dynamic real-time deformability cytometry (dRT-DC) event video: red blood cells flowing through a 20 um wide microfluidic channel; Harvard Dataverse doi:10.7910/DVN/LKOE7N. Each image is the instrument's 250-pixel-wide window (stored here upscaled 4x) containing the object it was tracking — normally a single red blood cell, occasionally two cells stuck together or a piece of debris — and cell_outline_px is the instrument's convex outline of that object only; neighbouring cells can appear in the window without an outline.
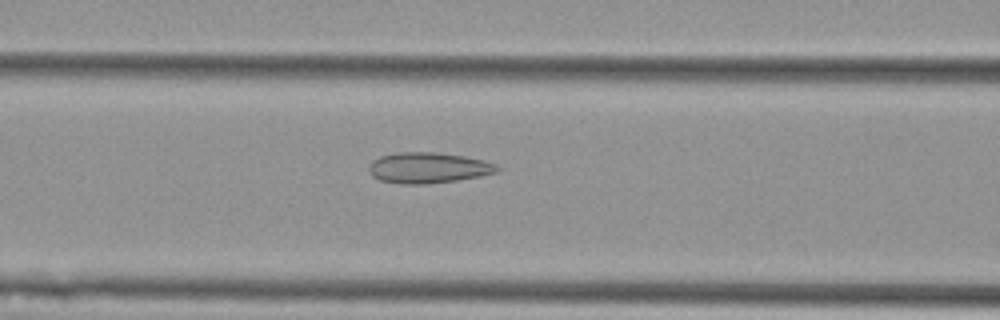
{"species": "Egyptian fruit bat (a non-hibernating species)", "species_latin": "Rousettus aegyptiacus", "temperature_condition": "cold", "stored_images_in_passage": 54, "camera_frame_rate_fps": 3000, "um_per_image_px": 0.085, "animal": {"sex": "female"}, "frame": {"image": 1, "passage_image": 22, "time_ms": 7.0, "image_size_px": [1000, 320], "cell_outline_px": [[500, 168], [496, 172], [480, 176], [456, 180], [428, 184], [400, 184], [380, 180], [372, 176], [368, 168], [368, 164], [372, 160], [380, 156], [396, 152], [432, 152], [464, 156], [484, 160], [496, 164]], "centroid_in_image_um": [36.36, 14.26], "position_along_channel_um": 130.2, "area_um2": 23.06}}
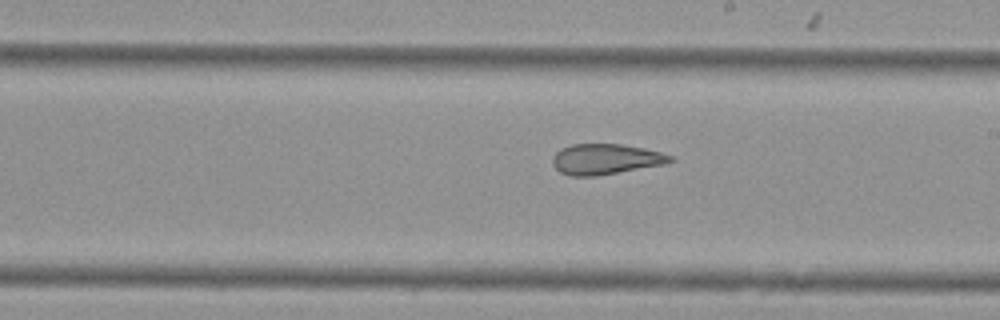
{"frame": {"image": 2, "passage_image": 31, "time_ms": 10.0, "image_size_px": [1000, 320], "cell_outline_px": [[676, 160], [664, 164], [596, 176], [568, 176], [560, 172], [552, 164], [552, 156], [560, 148], [572, 144], [620, 144], [644, 148], [660, 152], [672, 156]], "centroid_in_image_um": [51.44, 13.53], "position_along_channel_um": 237.6, "area_um2": 20.98}}
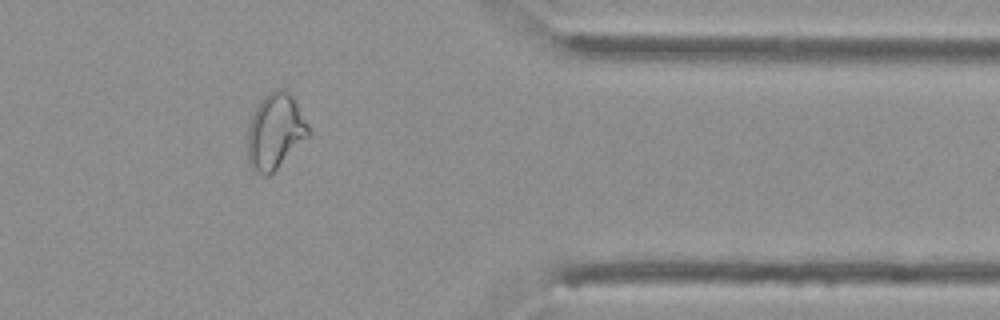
{"frame": {"image": 3, "passage_image": 45, "time_ms": 14.667, "image_size_px": [1000, 320], "cell_outline_px": [[312, 136], [268, 176], [264, 176], [256, 172], [248, 164], [248, 128], [252, 116], [260, 100], [268, 92], [276, 88], [284, 88], [292, 96], [308, 124], [312, 132]], "centroid_in_image_um": [23.42, 11.18], "position_along_channel_um": 388.0, "area_um2": 27.11}, "authors_computed_cell_mechanics": {"area_um2": 25.8944, "velocity_mm_per_s": 3.5877, "shape_relaxation_time_tau1_ms": null, "shape_relaxation_time_tau2_ms": 2.5116, "deformation_change_tau1": null, "deformation_change_tau2": 0.088}}